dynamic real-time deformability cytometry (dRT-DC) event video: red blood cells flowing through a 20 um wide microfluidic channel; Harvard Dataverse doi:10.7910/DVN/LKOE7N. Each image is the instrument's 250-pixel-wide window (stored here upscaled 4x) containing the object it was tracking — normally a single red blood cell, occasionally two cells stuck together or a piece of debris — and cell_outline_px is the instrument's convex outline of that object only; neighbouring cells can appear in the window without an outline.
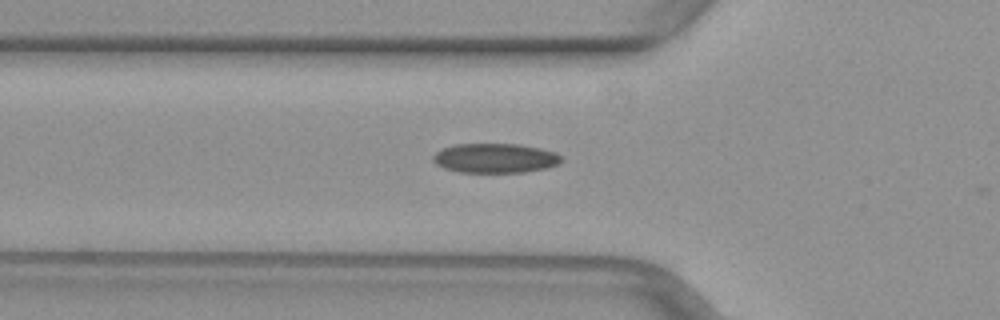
{"species": "common noctule bat (a hibernating species)", "species_latin": "Nyctalus noctula", "temperature_condition": "warm", "stored_images_in_passage": 35, "camera_frame_rate_fps": 3000, "um_per_image_px": 0.085, "animal": {"sex": "female", "body_mass_g": 29.2, "forearm_length_mm": 56.3}, "frame": {"image": 1, "passage_image": 6, "time_ms": 1.667, "image_size_px": [1000, 320], "cell_outline_px": [[564, 160], [560, 164], [548, 168], [524, 172], [460, 172], [444, 168], [436, 164], [432, 160], [432, 156], [436, 152], [444, 148], [456, 144], [520, 144], [540, 148], [556, 152]], "centroid_in_image_um": [42.12, 13.44], "position_along_channel_um": 83.7, "area_um2": 22.2}}